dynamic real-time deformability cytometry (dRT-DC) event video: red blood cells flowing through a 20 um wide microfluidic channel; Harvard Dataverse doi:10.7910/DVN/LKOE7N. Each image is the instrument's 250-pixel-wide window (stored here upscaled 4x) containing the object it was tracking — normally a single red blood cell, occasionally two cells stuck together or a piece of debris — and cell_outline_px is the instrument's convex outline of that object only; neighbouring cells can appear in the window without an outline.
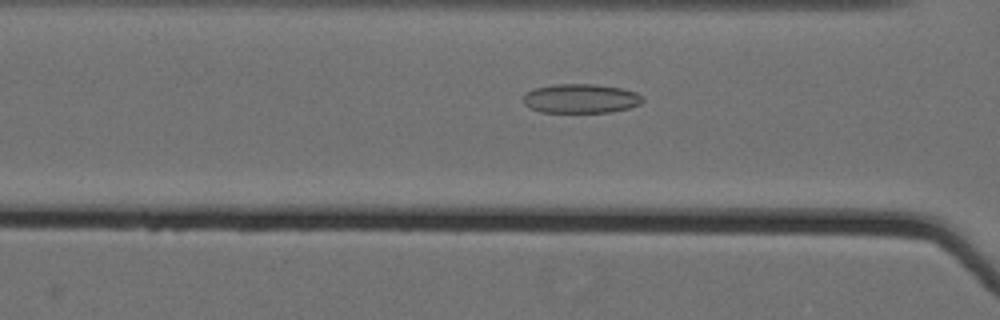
{"species": "Egyptian fruit bat (a non-hibernating species)", "species_latin": "Rousettus aegyptiacus", "temperature_condition": "cold", "stored_images_in_passage": 39, "camera_frame_rate_fps": 3000, "um_per_image_px": 0.085, "animal": {"sex": "female"}, "frame": {"image": 1, "passage_image": 7, "time_ms": 2.0, "image_size_px": [1000, 320], "cell_outline_px": [[644, 100], [640, 104], [628, 108], [612, 112], [540, 112], [524, 104], [524, 96], [528, 92], [536, 88], [552, 84], [596, 84], [620, 88], [636, 92], [644, 96]], "centroid_in_image_um": [49.41, 8.37], "position_along_channel_um": 117.2, "area_um2": 20.29}}
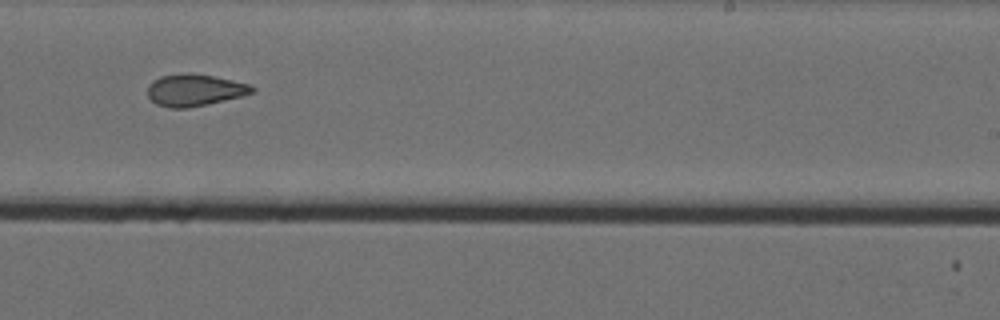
{"frame": {"image": 2, "passage_image": 20, "time_ms": 6.333, "image_size_px": [1000, 320], "cell_outline_px": [[256, 88], [252, 92], [240, 96], [208, 104], [188, 108], [168, 108], [156, 104], [148, 96], [148, 84], [152, 80], [160, 76], [188, 72], [212, 76], [252, 84]], "centroid_in_image_um": [16.52, 7.65], "position_along_channel_um": 272.5, "area_um2": 19.48}}
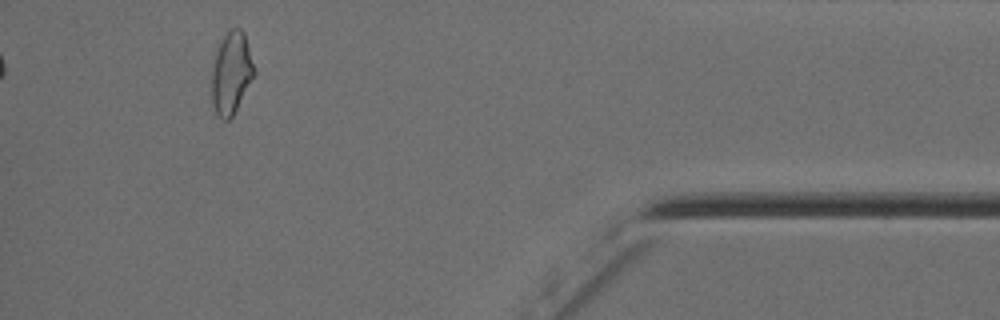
{"frame": {"image": 3, "passage_image": 35, "time_ms": 11.333, "image_size_px": [1000, 320], "cell_outline_px": [[256, 72], [232, 116], [228, 120], [224, 120], [216, 116], [212, 104], [212, 68], [220, 44], [228, 28], [240, 28], [244, 32]], "centroid_in_image_um": [19.66, 6.22], "position_along_channel_um": 415.5, "area_um2": 20.06}, "authors_computed_cell_mechanics": {"area_um2": 19.7676, "velocity_mm_per_s": 3.5801, "shape_relaxation_time_tau1_ms": null, "shape_relaxation_time_tau2_ms": 3.2969, "deformation_change_tau1": null, "deformation_change_tau2": 0.1069}}